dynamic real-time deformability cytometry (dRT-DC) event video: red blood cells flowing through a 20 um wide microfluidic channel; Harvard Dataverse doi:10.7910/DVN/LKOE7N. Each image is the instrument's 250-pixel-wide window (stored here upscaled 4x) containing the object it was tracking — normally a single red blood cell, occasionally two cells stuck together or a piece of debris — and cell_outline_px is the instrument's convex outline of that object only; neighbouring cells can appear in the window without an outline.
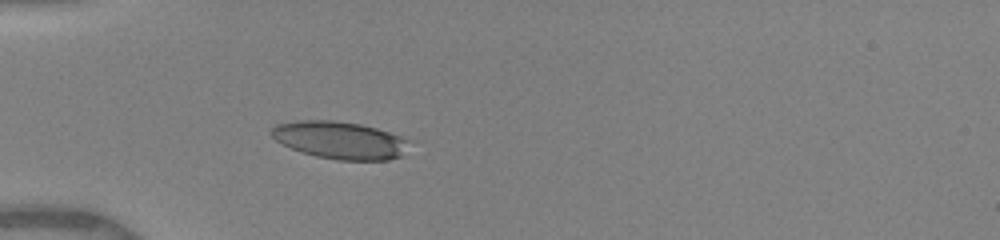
{"species": "human", "species_latin": "Homo sapiens", "temperature_condition": "warm", "stored_images_in_passage": 1, "camera_frame_rate_fps": 3000, "um_per_image_px": 0.085, "donor": {"sex": "female"}, "frame": {"image": 1, "passage_image": 1, "time_ms": 0.0, "image_size_px": [1000, 240], "cell_outline_px": [[408, 140], [400, 156], [388, 160], [336, 160], [316, 156], [300, 152], [276, 140], [268, 132], [276, 124], [296, 120], [332, 120], [360, 124], [376, 128], [400, 136]], "centroid_in_image_um": [28.82, 11.9], "position_along_channel_um": 56.2, "area_um2": 29.82}}